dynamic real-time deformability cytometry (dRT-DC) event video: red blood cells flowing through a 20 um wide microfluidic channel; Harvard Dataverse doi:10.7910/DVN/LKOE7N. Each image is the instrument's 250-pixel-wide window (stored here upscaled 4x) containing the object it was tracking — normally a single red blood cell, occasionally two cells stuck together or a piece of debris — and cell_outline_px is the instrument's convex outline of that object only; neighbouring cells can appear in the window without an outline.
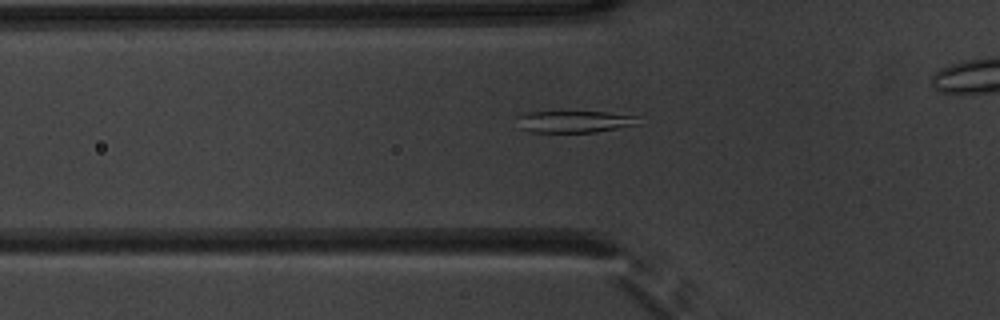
{"species": "common noctule bat (a hibernating species)", "species_latin": "Nyctalus noctula", "temperature_condition": "warm", "stored_images_in_passage": 31, "segment_of_instrument_passage": [1, 2], "camera_frame_rate_fps": 3000, "um_per_image_px": 0.085, "animal": {"sex": "male", "body_mass_g": 20.1, "forearm_length_mm": 53.5}, "frame": {"image": 1, "passage_image": 3, "time_ms": 0.667, "image_size_px": [1000, 320], "cell_outline_px": [[640, 124], [596, 132], [532, 132], [520, 128], [516, 116], [528, 112], [604, 112], [636, 116]], "centroid_in_image_um": [48.8, 10.34], "position_along_channel_um": 77.0, "area_um2": 15.32}}
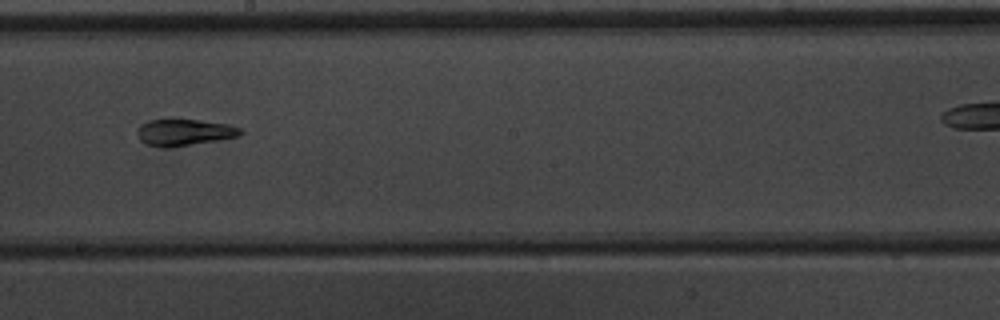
{"frame": {"image": 2, "passage_image": 15, "time_ms": 4.667, "image_size_px": [1000, 320], "cell_outline_px": [[244, 132], [240, 136], [220, 140], [164, 148], [148, 144], [140, 140], [136, 132], [140, 124], [148, 120], [196, 120], [228, 124], [240, 128]], "centroid_in_image_um": [15.67, 11.25], "position_along_channel_um": 232.5, "area_um2": 15.84}}
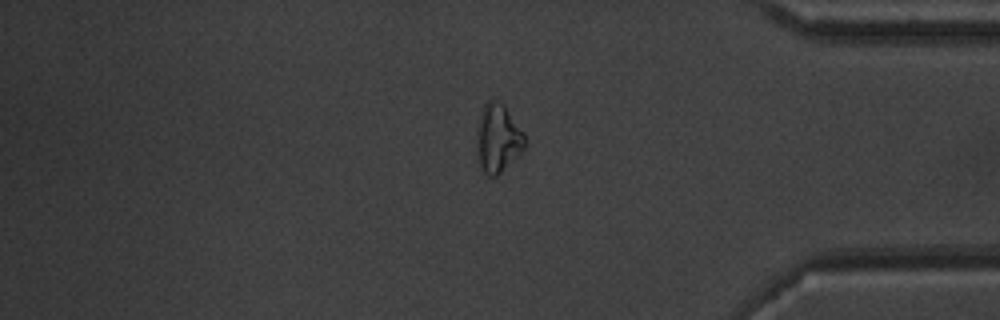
{"frame": {"image": 3, "passage_image": 29, "time_ms": 9.333, "image_size_px": [1000, 320], "cell_outline_px": [[528, 144], [496, 176], [488, 176], [484, 172], [480, 164], [476, 144], [476, 140], [480, 112], [484, 104], [488, 100], [496, 100], [504, 104], [524, 136]], "centroid_in_image_um": [42.3, 11.73], "position_along_channel_um": 392.9, "area_um2": 18.73}}